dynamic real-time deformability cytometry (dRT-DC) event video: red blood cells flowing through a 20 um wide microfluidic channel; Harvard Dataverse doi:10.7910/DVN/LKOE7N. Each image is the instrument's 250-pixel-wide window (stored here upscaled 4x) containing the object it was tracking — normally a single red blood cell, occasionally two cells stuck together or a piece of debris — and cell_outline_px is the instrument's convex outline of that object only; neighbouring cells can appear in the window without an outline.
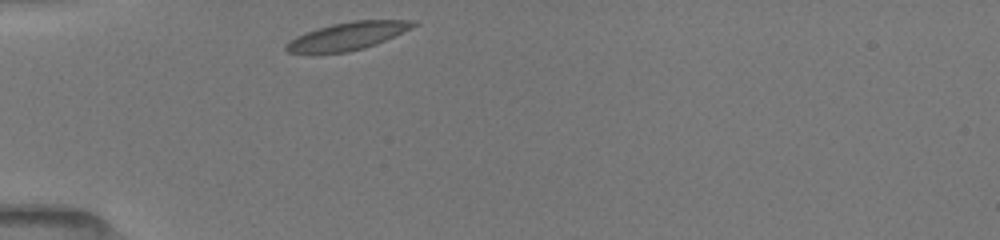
{"species": "common noctule bat (a hibernating species)", "species_latin": "Nyctalus noctula", "temperature_condition": "room temperature", "stored_images_in_passage": 24, "camera_frame_rate_fps": 3000, "um_per_image_px": 0.085, "animal": {"sex": "female", "body_mass_g": 19.5, "forearm_length_mm": 54.1}, "frame": {"image": 1, "passage_image": 1, "time_ms": 0.0, "image_size_px": [1000, 240], "cell_outline_px": [[420, 24], [412, 28], [376, 44], [364, 48], [348, 52], [312, 56], [308, 56], [288, 52], [284, 48], [284, 44], [288, 40], [304, 32], [332, 24], [352, 20], [412, 20]], "centroid_in_image_um": [29.43, 3.11], "position_along_channel_um": 55.6, "area_um2": 21.39}}
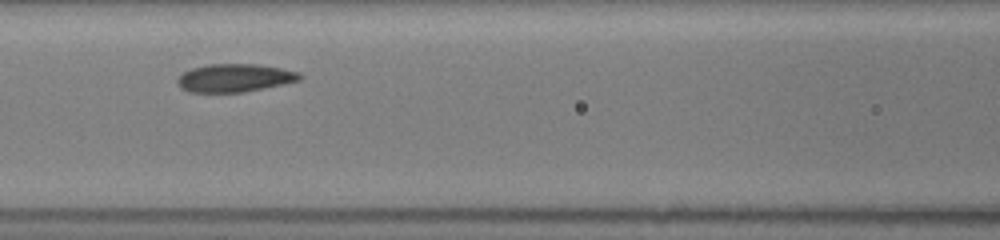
{"frame": {"image": 2, "passage_image": 15, "time_ms": 2.667, "image_size_px": [1000, 240], "cell_outline_px": [[304, 76], [300, 80], [264, 88], [244, 92], [192, 92], [180, 88], [176, 84], [176, 80], [184, 72], [192, 68], [208, 64], [256, 64], [280, 68], [300, 72]], "centroid_in_image_um": [19.95, 6.62], "position_along_channel_um": 146.7, "area_um2": 20.0}}
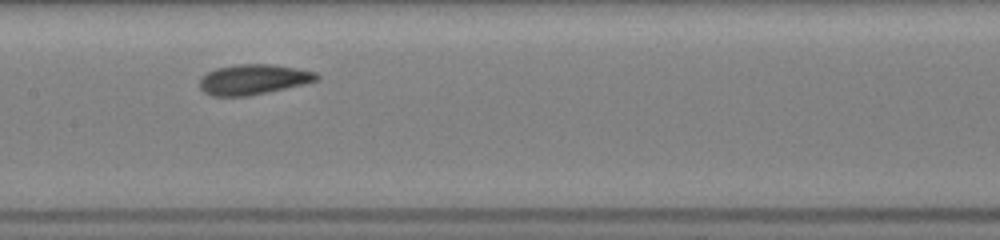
{"frame": {"image": 3, "passage_image": 23, "time_ms": 3.667, "image_size_px": [1000, 240], "cell_outline_px": [[320, 80], [304, 84], [268, 92], [248, 96], [212, 96], [204, 92], [200, 88], [200, 76], [216, 68], [236, 64], [272, 64], [296, 68], [316, 72], [320, 76]], "centroid_in_image_um": [21.54, 6.75], "position_along_channel_um": 185.9, "area_um2": 20.75}}